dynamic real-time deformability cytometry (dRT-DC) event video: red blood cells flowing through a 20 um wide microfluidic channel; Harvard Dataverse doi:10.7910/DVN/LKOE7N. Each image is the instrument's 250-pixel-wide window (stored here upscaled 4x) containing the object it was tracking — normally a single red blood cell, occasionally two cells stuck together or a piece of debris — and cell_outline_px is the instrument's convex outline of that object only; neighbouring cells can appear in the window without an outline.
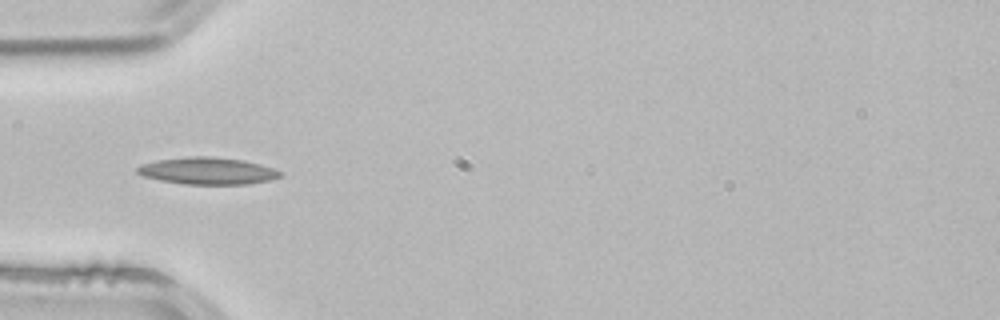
{"species": "common noctule bat (a hibernating species)", "species_latin": "Nyctalus noctula", "temperature_condition": "room temperature", "stored_images_in_passage": 3, "camera_frame_rate_fps": 3000, "um_per_image_px": 0.085, "animal": {"sex": "male", "body_mass_g": 21.5, "forearm_length_mm": 52.0}, "frame": {"image": 1, "passage_image": 2, "time_ms": 0.333, "image_size_px": [1000, 320], "cell_outline_px": [[280, 176], [272, 180], [248, 184], [184, 184], [160, 180], [144, 176], [136, 172], [136, 168], [140, 164], [156, 160], [188, 156], [208, 156], [244, 160], [260, 164], [272, 168], [280, 172]], "centroid_in_image_um": [17.61, 14.52], "position_along_channel_um": 67.4, "area_um2": 22.48}}